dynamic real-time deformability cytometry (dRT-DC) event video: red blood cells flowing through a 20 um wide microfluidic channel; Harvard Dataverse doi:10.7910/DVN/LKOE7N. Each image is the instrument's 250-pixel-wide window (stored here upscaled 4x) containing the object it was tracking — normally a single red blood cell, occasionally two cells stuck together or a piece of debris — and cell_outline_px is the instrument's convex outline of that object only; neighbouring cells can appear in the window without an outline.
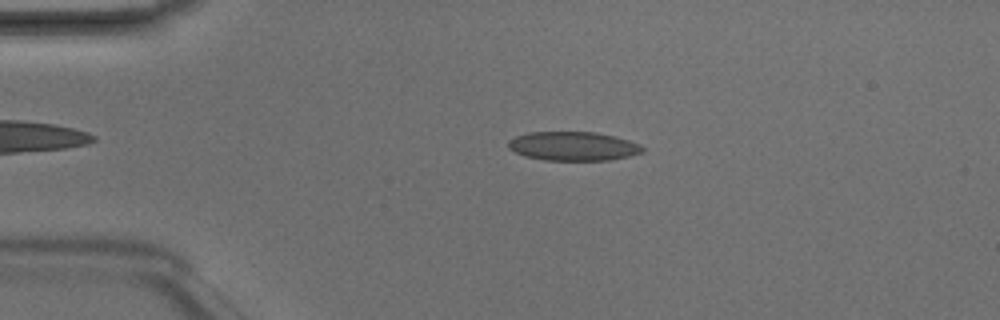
{"species": "Egyptian fruit bat (a non-hibernating species)", "species_latin": "Rousettus aegyptiacus", "temperature_condition": "room temperature", "stored_images_in_passage": 3, "camera_frame_rate_fps": 3000, "um_per_image_px": 0.085, "animal": {"sex": "male"}, "frame": {"image": 1, "passage_image": 2, "time_ms": 0.333, "image_size_px": [1000, 320], "cell_outline_px": [[644, 152], [628, 156], [608, 160], [544, 160], [524, 156], [508, 148], [508, 140], [516, 136], [528, 132], [596, 132], [628, 140], [640, 144], [644, 148]], "centroid_in_image_um": [48.7, 12.42], "position_along_channel_um": 36.3, "area_um2": 22.6}}